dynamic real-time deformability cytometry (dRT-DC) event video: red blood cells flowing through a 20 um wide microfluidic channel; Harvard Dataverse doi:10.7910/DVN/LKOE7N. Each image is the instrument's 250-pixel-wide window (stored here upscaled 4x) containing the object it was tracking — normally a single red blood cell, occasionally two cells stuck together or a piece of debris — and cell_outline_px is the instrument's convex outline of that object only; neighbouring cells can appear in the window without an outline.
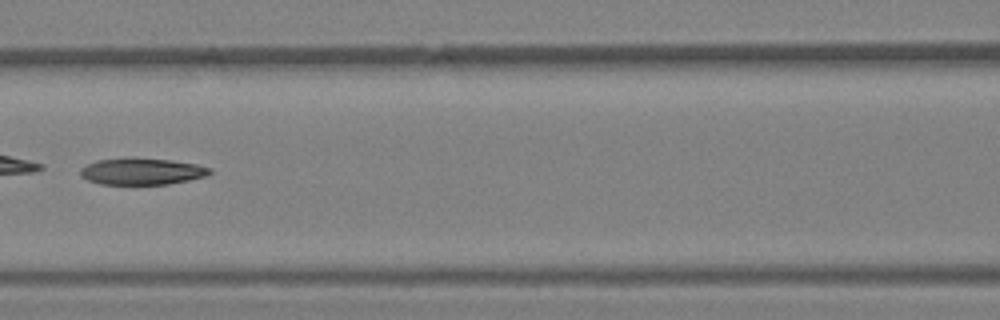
{"species": "Egyptian fruit bat (a non-hibernating species)", "species_latin": "Rousettus aegyptiacus", "temperature_condition": "warm", "stored_images_in_passage": 34, "camera_frame_rate_fps": 3000, "um_per_image_px": 0.085, "animal": {"sex": "female"}, "frame": {"image": 1, "passage_image": 15, "time_ms": 4.667, "image_size_px": [1000, 320], "cell_outline_px": [[212, 172], [204, 176], [188, 180], [168, 184], [100, 184], [88, 180], [80, 176], [80, 168], [96, 160], [172, 160], [196, 164], [212, 168]], "centroid_in_image_um": [12.07, 14.6], "position_along_channel_um": 154.5, "area_um2": 19.31}}